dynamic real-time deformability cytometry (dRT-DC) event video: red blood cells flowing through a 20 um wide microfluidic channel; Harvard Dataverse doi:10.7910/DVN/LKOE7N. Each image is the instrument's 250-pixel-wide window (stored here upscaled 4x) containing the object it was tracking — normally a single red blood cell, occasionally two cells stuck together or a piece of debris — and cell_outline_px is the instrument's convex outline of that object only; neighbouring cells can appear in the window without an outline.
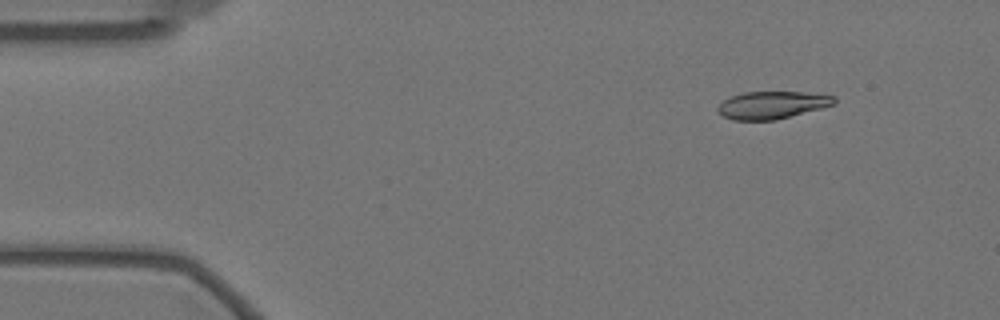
{"species": "Egyptian fruit bat (a non-hibernating species)", "species_latin": "Rousettus aegyptiacus", "temperature_condition": "warm", "stored_images_in_passage": 12, "camera_frame_rate_fps": 3000, "um_per_image_px": 0.085, "animal": {"sex": "female"}, "frame": {"image": 1, "passage_image": 2, "time_ms": 0.333, "image_size_px": [1000, 320], "cell_outline_px": [[836, 104], [776, 120], [732, 120], [724, 116], [716, 108], [724, 100], [732, 96], [744, 92], [800, 92], [836, 96]], "centroid_in_image_um": [65.64, 8.93], "position_along_channel_um": 19.4, "area_um2": 18.5}}
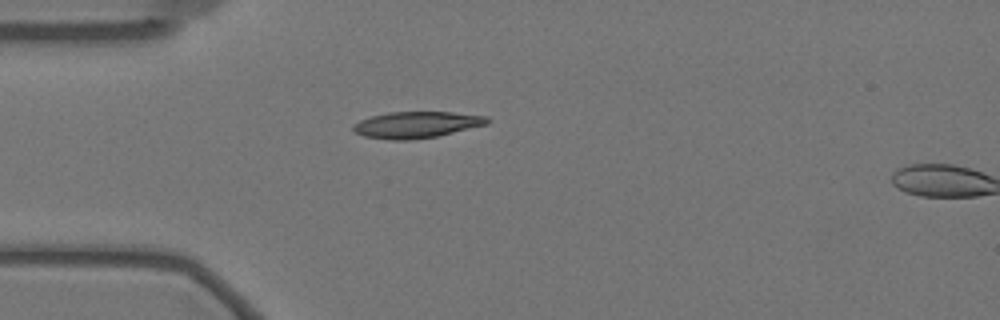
{"frame": {"image": 2, "passage_image": 11, "time_ms": 3.333, "image_size_px": [1000, 320], "cell_outline_px": [[492, 120], [488, 124], [436, 136], [412, 140], [392, 140], [364, 136], [356, 132], [352, 128], [352, 124], [360, 120], [372, 116], [388, 112], [452, 112], [488, 116]], "centroid_in_image_um": [35.42, 10.6], "position_along_channel_um": 49.6, "area_um2": 20.63}}